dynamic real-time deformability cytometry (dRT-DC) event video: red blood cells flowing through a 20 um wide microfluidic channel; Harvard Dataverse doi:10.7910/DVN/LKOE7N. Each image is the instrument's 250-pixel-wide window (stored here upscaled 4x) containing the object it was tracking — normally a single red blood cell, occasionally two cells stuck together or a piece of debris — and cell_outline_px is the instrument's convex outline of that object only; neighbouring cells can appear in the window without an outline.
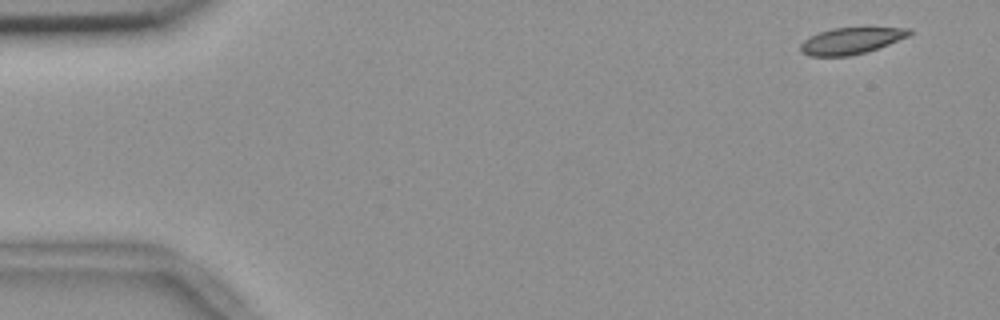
{"species": "common noctule bat (a hibernating species)", "species_latin": "Nyctalus noctula", "temperature_condition": "room temperature", "stored_images_in_passage": 4, "camera_frame_rate_fps": 3000, "um_per_image_px": 0.085, "animal": {"sex": "female", "body_mass_g": 18.4}, "frame": {"image": 1, "passage_image": 1, "time_ms": 0.0, "image_size_px": [1000, 320], "cell_outline_px": [[912, 32], [908, 36], [888, 44], [864, 52], [848, 56], [808, 56], [800, 52], [800, 44], [804, 40], [820, 32], [832, 28], [912, 28]], "centroid_in_image_um": [72.3, 3.47], "position_along_channel_um": 12.7, "area_um2": 16.47}}
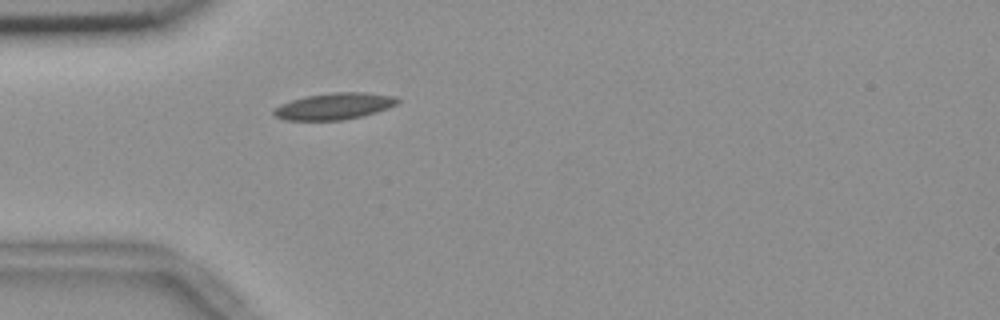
{"frame": {"image": 2, "passage_image": 4, "time_ms": 1.0, "image_size_px": [1000, 320], "cell_outline_px": [[400, 100], [396, 104], [388, 108], [376, 112], [360, 116], [340, 120], [284, 120], [276, 116], [272, 112], [280, 104], [304, 96], [332, 92], [364, 92], [396, 96]], "centroid_in_image_um": [28.41, 9.02], "position_along_channel_um": 56.6, "area_um2": 19.07}}